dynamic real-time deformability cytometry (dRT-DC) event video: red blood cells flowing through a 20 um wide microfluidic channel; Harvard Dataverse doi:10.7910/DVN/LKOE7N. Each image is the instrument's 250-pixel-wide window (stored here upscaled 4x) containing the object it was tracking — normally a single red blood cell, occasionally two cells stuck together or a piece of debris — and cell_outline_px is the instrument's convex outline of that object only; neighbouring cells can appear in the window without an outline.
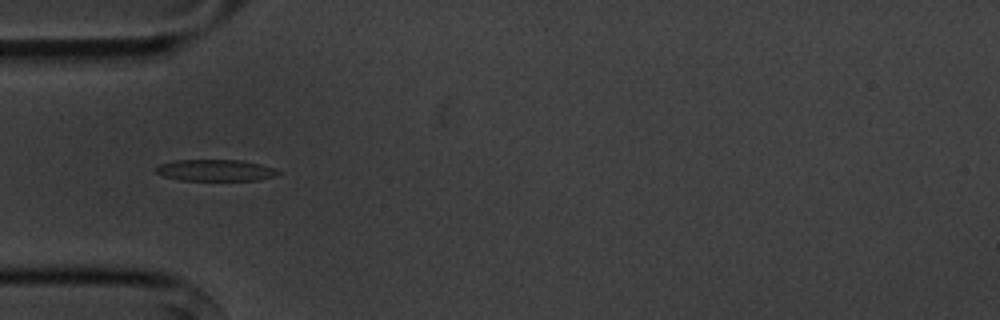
{"species": "common noctule bat (a hibernating species)", "species_latin": "Nyctalus noctula", "temperature_condition": "cold", "stored_images_in_passage": 9, "camera_frame_rate_fps": 3000, "um_per_image_px": 0.085, "animal": {"sex": "male", "body_mass_g": 20.1, "forearm_length_mm": 53.5}, "frame": {"image": 1, "passage_image": 3, "time_ms": 2.333, "image_size_px": [1000, 320], "cell_outline_px": [[280, 172], [276, 176], [256, 180], [180, 180], [164, 176], [156, 172], [152, 168], [160, 164], [172, 160], [244, 160], [260, 164], [272, 168]], "centroid_in_image_um": [18.26, 14.47], "position_along_channel_um": 66.7, "area_um2": 15.32}}
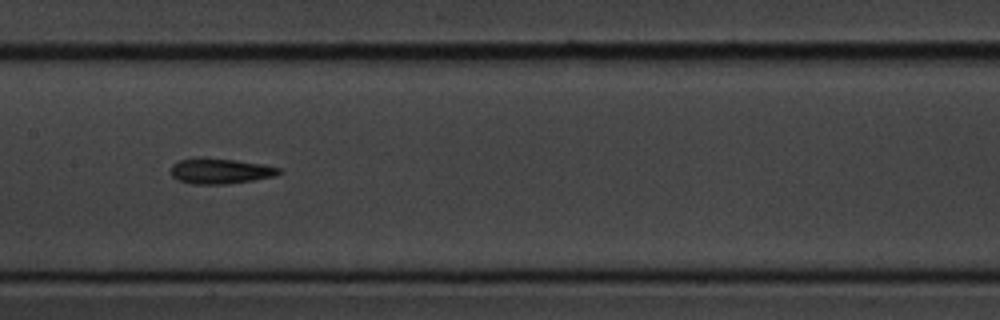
{"frame": {"image": 2, "passage_image": 6, "time_ms": 5.667, "image_size_px": [1000, 320], "cell_outline_px": [[284, 172], [276, 176], [228, 184], [192, 184], [176, 180], [172, 176], [172, 164], [180, 160], [196, 156], [204, 156], [236, 160], [264, 164], [284, 168]], "centroid_in_image_um": [18.76, 14.52], "position_along_channel_um": 188.6, "area_um2": 16.59}}
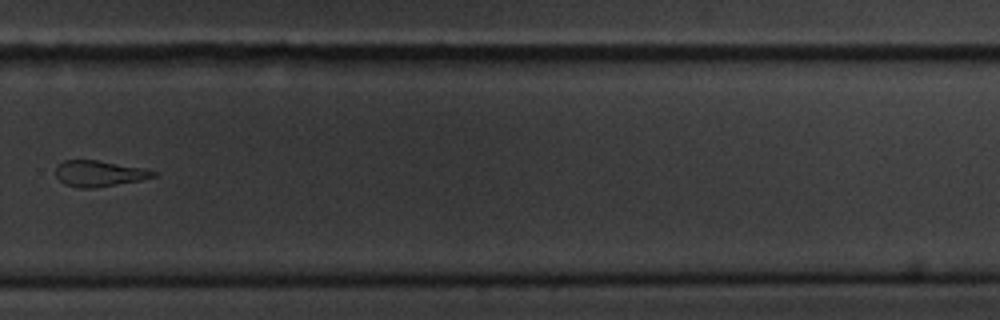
{"frame": {"image": 3, "passage_image": 9, "time_ms": 9.333, "image_size_px": [1000, 320], "cell_outline_px": [[156, 176], [140, 180], [92, 188], [80, 188], [64, 184], [56, 176], [56, 164], [64, 160], [96, 160], [144, 168], [156, 172]], "centroid_in_image_um": [8.38, 14.74], "position_along_channel_um": 321.4, "area_um2": 14.62}}